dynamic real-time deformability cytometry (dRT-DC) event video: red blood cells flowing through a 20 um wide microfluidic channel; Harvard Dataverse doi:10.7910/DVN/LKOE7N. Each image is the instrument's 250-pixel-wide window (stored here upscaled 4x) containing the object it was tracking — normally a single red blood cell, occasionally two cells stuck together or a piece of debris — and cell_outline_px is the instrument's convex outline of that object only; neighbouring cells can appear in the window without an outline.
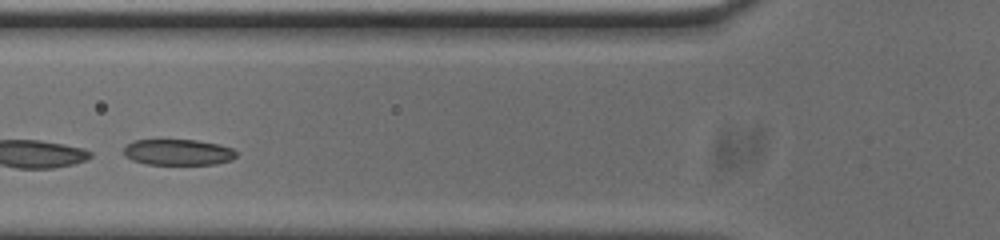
{"species": "common noctule bat (a hibernating species)", "species_latin": "Nyctalus noctula", "temperature_condition": "cold", "stored_images_in_passage": 34, "segment_of_instrument_passage": [2, 2], "camera_frame_rate_fps": 3000, "um_per_image_px": 0.085, "animal": {"sex": "male", "body_mass_g": 20.0, "forearm_length_mm": 53.3}, "frame": {"image": 1, "passage_image": 10, "time_ms": 3.0, "image_size_px": [1000, 240], "cell_outline_px": [[236, 156], [232, 160], [216, 164], [148, 164], [132, 160], [124, 156], [124, 148], [132, 140], [196, 140], [216, 144], [232, 148], [236, 152]], "centroid_in_image_um": [15.12, 12.94], "position_along_channel_um": 110.7, "area_um2": 16.94}}